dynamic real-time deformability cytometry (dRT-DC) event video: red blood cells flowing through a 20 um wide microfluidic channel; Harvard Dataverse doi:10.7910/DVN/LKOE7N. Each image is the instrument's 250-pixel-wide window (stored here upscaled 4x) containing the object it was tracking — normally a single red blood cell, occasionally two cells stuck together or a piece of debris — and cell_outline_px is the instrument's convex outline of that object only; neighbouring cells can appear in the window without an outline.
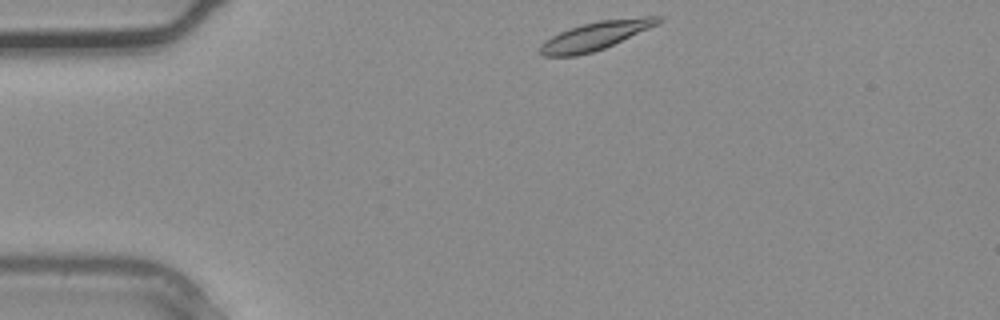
{"species": "common noctule bat (a hibernating species)", "species_latin": "Nyctalus noctula", "temperature_condition": "warm", "stored_images_in_passage": 3, "camera_frame_rate_fps": 3000, "um_per_image_px": 0.085, "animal": {"sex": "male", "body_mass_g": 20.4}, "frame": {"image": 1, "passage_image": 1, "time_ms": 0.0, "image_size_px": [1000, 320], "cell_outline_px": [[664, 20], [660, 24], [604, 48], [592, 52], [576, 56], [544, 56], [540, 52], [540, 44], [552, 36], [560, 32], [584, 24], [600, 20], [644, 16], [664, 16]], "centroid_in_image_um": [50.7, 3.02], "position_along_channel_um": 34.3, "area_um2": 19.42}}
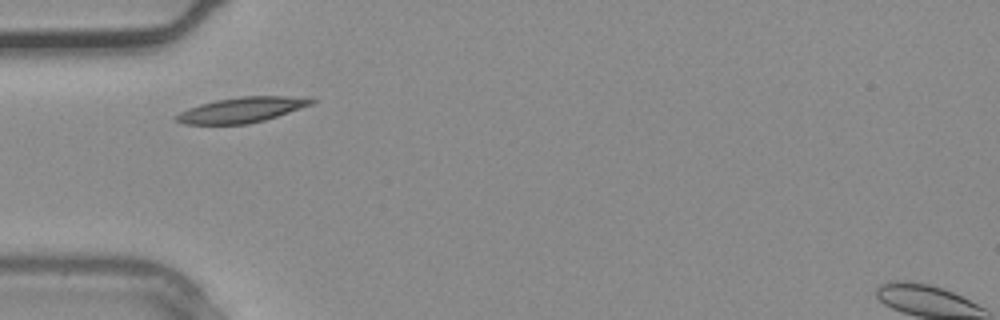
{"frame": {"image": 2, "passage_image": 2, "time_ms": 0.333, "image_size_px": [1000, 320], "cell_outline_px": [[316, 100], [312, 104], [264, 120], [248, 124], [184, 124], [176, 120], [172, 116], [188, 108], [200, 104], [216, 100], [244, 96], [308, 96]], "centroid_in_image_um": [20.55, 9.33], "position_along_channel_um": 64.5, "area_um2": 19.88}}
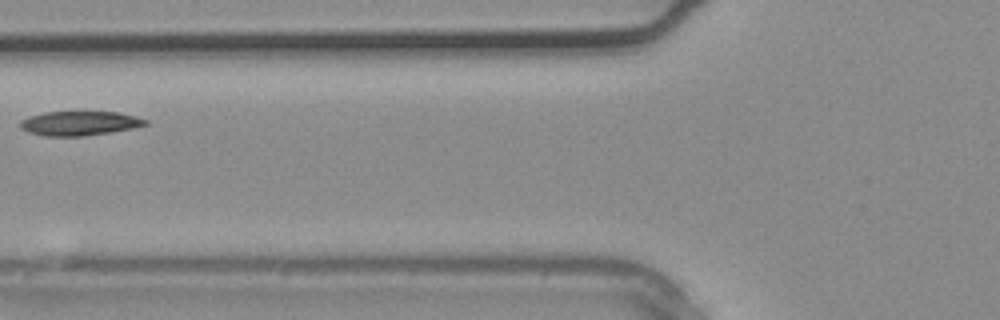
{"frame": {"image": 3, "passage_image": 3, "time_ms": 0.667, "image_size_px": [1000, 320], "cell_outline_px": [[148, 124], [132, 128], [84, 136], [44, 136], [28, 132], [20, 128], [20, 120], [28, 116], [44, 112], [120, 112], [148, 120]], "centroid_in_image_um": [6.71, 10.48], "position_along_channel_um": 119.1, "area_um2": 17.69}}